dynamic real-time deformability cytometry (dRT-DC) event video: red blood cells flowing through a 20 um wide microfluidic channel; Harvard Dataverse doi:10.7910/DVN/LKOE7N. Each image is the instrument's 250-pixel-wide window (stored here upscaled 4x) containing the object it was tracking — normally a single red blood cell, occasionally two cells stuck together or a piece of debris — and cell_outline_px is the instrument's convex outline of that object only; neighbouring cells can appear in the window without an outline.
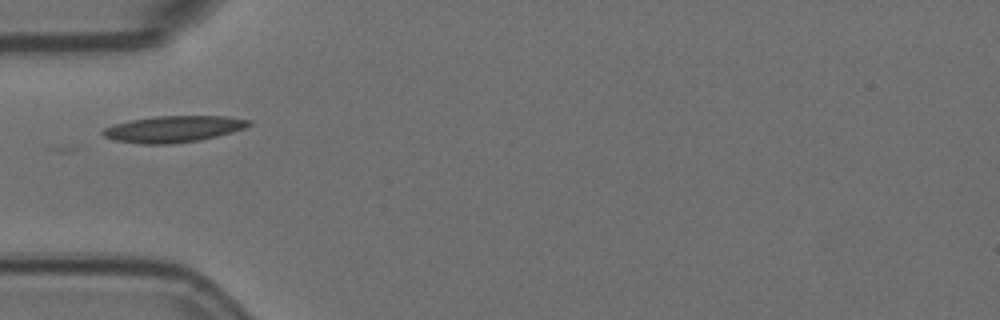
{"species": "Egyptian fruit bat (a non-hibernating species)", "species_latin": "Rousettus aegyptiacus", "temperature_condition": "room temperature", "stored_images_in_passage": 4, "camera_frame_rate_fps": 3000, "um_per_image_px": 0.085, "animal": {"sex": "female"}, "frame": {"image": 1, "passage_image": 4, "time_ms": 1.0, "image_size_px": [1000, 320], "cell_outline_px": [[252, 124], [244, 128], [232, 132], [200, 140], [172, 144], [144, 144], [116, 140], [104, 136], [100, 132], [104, 128], [116, 124], [132, 120], [156, 116], [228, 116], [252, 120]], "centroid_in_image_um": [14.79, 10.96], "position_along_channel_um": 70.2, "area_um2": 22.37}}